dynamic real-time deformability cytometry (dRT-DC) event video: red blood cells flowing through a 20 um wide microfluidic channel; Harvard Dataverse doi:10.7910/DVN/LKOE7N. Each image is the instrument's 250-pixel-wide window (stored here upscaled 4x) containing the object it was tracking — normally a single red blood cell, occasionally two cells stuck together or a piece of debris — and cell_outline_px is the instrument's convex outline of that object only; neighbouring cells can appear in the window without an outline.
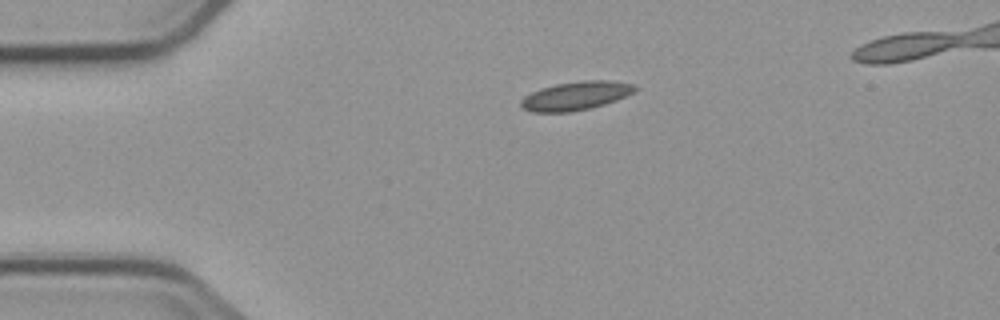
{"species": "common noctule bat (a hibernating species)", "species_latin": "Nyctalus noctula", "temperature_condition": "cold", "stored_images_in_passage": 3, "camera_frame_rate_fps": 3000, "um_per_image_px": 0.085, "animal": {"sex": "male", "body_mass_g": 23.1, "forearm_length_mm": 52.7}, "frame": {"image": 1, "passage_image": 1, "time_ms": 0.0, "image_size_px": [1000, 320], "cell_outline_px": [[636, 88], [632, 92], [616, 100], [604, 104], [588, 108], [568, 112], [532, 112], [524, 108], [520, 104], [520, 100], [524, 96], [540, 88], [556, 84], [580, 80], [612, 80], [632, 84]], "centroid_in_image_um": [48.9, 8.13], "position_along_channel_um": 36.1, "area_um2": 18.79}}